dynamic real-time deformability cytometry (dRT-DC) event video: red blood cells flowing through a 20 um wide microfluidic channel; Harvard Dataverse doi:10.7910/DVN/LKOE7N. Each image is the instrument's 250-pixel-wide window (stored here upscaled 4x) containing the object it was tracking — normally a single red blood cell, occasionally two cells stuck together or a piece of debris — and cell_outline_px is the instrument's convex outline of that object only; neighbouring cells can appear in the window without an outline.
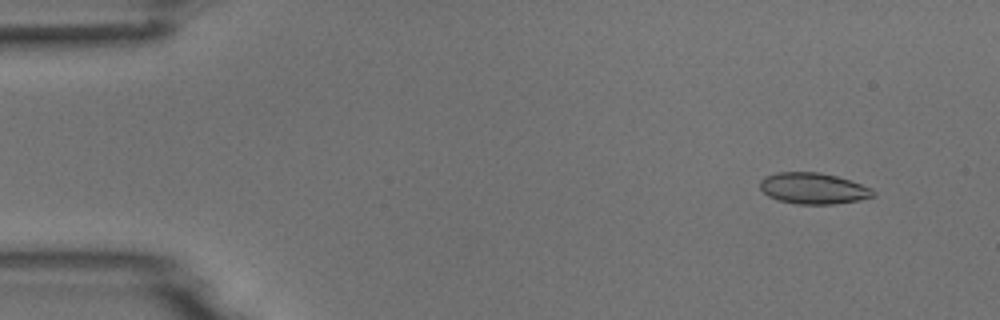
{"species": "common noctule bat (a hibernating species)", "species_latin": "Nyctalus noctula", "temperature_condition": "room temperature", "stored_images_in_passage": 4, "camera_frame_rate_fps": 3000, "um_per_image_px": 0.085, "animal": {"sex": "male", "body_mass_g": 18.8}, "frame": {"image": 1, "passage_image": 2, "time_ms": 0.333, "image_size_px": [1000, 320], "cell_outline_px": [[876, 196], [860, 200], [832, 204], [796, 204], [776, 200], [768, 196], [760, 188], [760, 180], [764, 176], [776, 172], [820, 172], [836, 176], [872, 188], [876, 192]], "centroid_in_image_um": [69.11, 16.01], "position_along_channel_um": 15.9, "area_um2": 20.69}}